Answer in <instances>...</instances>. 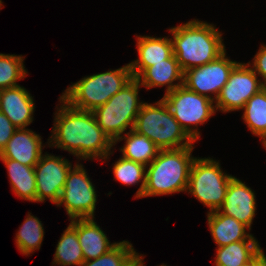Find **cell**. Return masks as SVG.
Instances as JSON below:
<instances>
[{"label": "cell", "mask_w": 266, "mask_h": 266, "mask_svg": "<svg viewBox=\"0 0 266 266\" xmlns=\"http://www.w3.org/2000/svg\"><path fill=\"white\" fill-rule=\"evenodd\" d=\"M64 103L55 116L51 141L58 148L71 152L76 157L92 159L107 156L114 143L98 125L93 111H83Z\"/></svg>", "instance_id": "6da1fadb"}, {"label": "cell", "mask_w": 266, "mask_h": 266, "mask_svg": "<svg viewBox=\"0 0 266 266\" xmlns=\"http://www.w3.org/2000/svg\"><path fill=\"white\" fill-rule=\"evenodd\" d=\"M169 31L173 35V54L183 72L205 65L226 52L222 34L208 23L192 20Z\"/></svg>", "instance_id": "7a4b0ae2"}, {"label": "cell", "mask_w": 266, "mask_h": 266, "mask_svg": "<svg viewBox=\"0 0 266 266\" xmlns=\"http://www.w3.org/2000/svg\"><path fill=\"white\" fill-rule=\"evenodd\" d=\"M192 151L193 146L160 150L147 169L143 197L186 191Z\"/></svg>", "instance_id": "3957f363"}, {"label": "cell", "mask_w": 266, "mask_h": 266, "mask_svg": "<svg viewBox=\"0 0 266 266\" xmlns=\"http://www.w3.org/2000/svg\"><path fill=\"white\" fill-rule=\"evenodd\" d=\"M129 64L113 71L84 77L68 87L61 96L71 107L94 111L133 79Z\"/></svg>", "instance_id": "277c9868"}, {"label": "cell", "mask_w": 266, "mask_h": 266, "mask_svg": "<svg viewBox=\"0 0 266 266\" xmlns=\"http://www.w3.org/2000/svg\"><path fill=\"white\" fill-rule=\"evenodd\" d=\"M155 104H143L133 130L149 138L160 150L192 146L194 139L173 117L163 99Z\"/></svg>", "instance_id": "5b68a950"}, {"label": "cell", "mask_w": 266, "mask_h": 266, "mask_svg": "<svg viewBox=\"0 0 266 266\" xmlns=\"http://www.w3.org/2000/svg\"><path fill=\"white\" fill-rule=\"evenodd\" d=\"M140 86L139 81L133 78L104 105L93 111L98 125L113 143L127 127L131 126L130 130L134 128L136 117L144 104L138 100Z\"/></svg>", "instance_id": "8992f818"}, {"label": "cell", "mask_w": 266, "mask_h": 266, "mask_svg": "<svg viewBox=\"0 0 266 266\" xmlns=\"http://www.w3.org/2000/svg\"><path fill=\"white\" fill-rule=\"evenodd\" d=\"M232 178V175L222 172L219 162L210 158H195L190 168L186 191L209 207L210 212L215 211L223 205Z\"/></svg>", "instance_id": "52a82bcc"}, {"label": "cell", "mask_w": 266, "mask_h": 266, "mask_svg": "<svg viewBox=\"0 0 266 266\" xmlns=\"http://www.w3.org/2000/svg\"><path fill=\"white\" fill-rule=\"evenodd\" d=\"M162 99L173 114V117L194 141L199 138L200 133L190 126L195 125L197 127L198 124L202 125L216 110L213 105V98L191 91L184 85L166 93Z\"/></svg>", "instance_id": "ba28073f"}, {"label": "cell", "mask_w": 266, "mask_h": 266, "mask_svg": "<svg viewBox=\"0 0 266 266\" xmlns=\"http://www.w3.org/2000/svg\"><path fill=\"white\" fill-rule=\"evenodd\" d=\"M95 187L80 164L70 169L57 206L64 204L71 219L94 218L97 202Z\"/></svg>", "instance_id": "9c48e42d"}, {"label": "cell", "mask_w": 266, "mask_h": 266, "mask_svg": "<svg viewBox=\"0 0 266 266\" xmlns=\"http://www.w3.org/2000/svg\"><path fill=\"white\" fill-rule=\"evenodd\" d=\"M250 63H239L231 71L227 83L221 89L216 98L215 108L223 112L240 110L245 103L261 89L263 84L257 80V74L252 68H248Z\"/></svg>", "instance_id": "30bf717a"}, {"label": "cell", "mask_w": 266, "mask_h": 266, "mask_svg": "<svg viewBox=\"0 0 266 266\" xmlns=\"http://www.w3.org/2000/svg\"><path fill=\"white\" fill-rule=\"evenodd\" d=\"M238 63L226 58L224 52L217 59L184 71L183 85L200 95L211 98L207 93L216 94L213 100H216L221 89L227 83L229 75Z\"/></svg>", "instance_id": "8fae6325"}, {"label": "cell", "mask_w": 266, "mask_h": 266, "mask_svg": "<svg viewBox=\"0 0 266 266\" xmlns=\"http://www.w3.org/2000/svg\"><path fill=\"white\" fill-rule=\"evenodd\" d=\"M72 168L70 162L49 154L41 155L34 166L36 177V202H43L46 197L57 205L67 175Z\"/></svg>", "instance_id": "7c38bea8"}, {"label": "cell", "mask_w": 266, "mask_h": 266, "mask_svg": "<svg viewBox=\"0 0 266 266\" xmlns=\"http://www.w3.org/2000/svg\"><path fill=\"white\" fill-rule=\"evenodd\" d=\"M255 205V195L251 188L233 177L228 185L223 205L218 210H222V214L235 218L251 230Z\"/></svg>", "instance_id": "4fadbf2b"}, {"label": "cell", "mask_w": 266, "mask_h": 266, "mask_svg": "<svg viewBox=\"0 0 266 266\" xmlns=\"http://www.w3.org/2000/svg\"><path fill=\"white\" fill-rule=\"evenodd\" d=\"M41 136L26 128H17L0 152V159H11L34 167L42 155Z\"/></svg>", "instance_id": "5bb4252c"}, {"label": "cell", "mask_w": 266, "mask_h": 266, "mask_svg": "<svg viewBox=\"0 0 266 266\" xmlns=\"http://www.w3.org/2000/svg\"><path fill=\"white\" fill-rule=\"evenodd\" d=\"M34 102L28 91L19 86L0 90V111L17 128H25L33 121Z\"/></svg>", "instance_id": "9a60e30c"}, {"label": "cell", "mask_w": 266, "mask_h": 266, "mask_svg": "<svg viewBox=\"0 0 266 266\" xmlns=\"http://www.w3.org/2000/svg\"><path fill=\"white\" fill-rule=\"evenodd\" d=\"M70 224L77 230L84 261L96 259L117 245V243L110 244L93 218L71 219Z\"/></svg>", "instance_id": "2e32d148"}, {"label": "cell", "mask_w": 266, "mask_h": 266, "mask_svg": "<svg viewBox=\"0 0 266 266\" xmlns=\"http://www.w3.org/2000/svg\"><path fill=\"white\" fill-rule=\"evenodd\" d=\"M139 58L129 63L133 77L137 78L146 68L154 63L163 62L173 54L172 39L140 36L137 38Z\"/></svg>", "instance_id": "e0dca14e"}, {"label": "cell", "mask_w": 266, "mask_h": 266, "mask_svg": "<svg viewBox=\"0 0 266 266\" xmlns=\"http://www.w3.org/2000/svg\"><path fill=\"white\" fill-rule=\"evenodd\" d=\"M184 72L174 54L163 62L154 63L146 68L136 79L141 86L152 88L168 85L166 93L173 91L183 85ZM179 80V83L173 85V81ZM181 80V81H180Z\"/></svg>", "instance_id": "ac0fdd59"}, {"label": "cell", "mask_w": 266, "mask_h": 266, "mask_svg": "<svg viewBox=\"0 0 266 266\" xmlns=\"http://www.w3.org/2000/svg\"><path fill=\"white\" fill-rule=\"evenodd\" d=\"M207 216L209 229L218 247L244 241L251 236L245 232L249 229L246 225L231 216L222 214L219 210L211 211Z\"/></svg>", "instance_id": "d6986e66"}, {"label": "cell", "mask_w": 266, "mask_h": 266, "mask_svg": "<svg viewBox=\"0 0 266 266\" xmlns=\"http://www.w3.org/2000/svg\"><path fill=\"white\" fill-rule=\"evenodd\" d=\"M261 251L258 241L251 235L247 240L218 247L215 266H248Z\"/></svg>", "instance_id": "ffe728a7"}, {"label": "cell", "mask_w": 266, "mask_h": 266, "mask_svg": "<svg viewBox=\"0 0 266 266\" xmlns=\"http://www.w3.org/2000/svg\"><path fill=\"white\" fill-rule=\"evenodd\" d=\"M9 173L12 190L25 200L36 202V177L32 166H26L16 160L0 159Z\"/></svg>", "instance_id": "44dd1931"}, {"label": "cell", "mask_w": 266, "mask_h": 266, "mask_svg": "<svg viewBox=\"0 0 266 266\" xmlns=\"http://www.w3.org/2000/svg\"><path fill=\"white\" fill-rule=\"evenodd\" d=\"M126 139L125 145L121 148L124 158L138 162L147 166L152 162L158 155L160 149L152 142L149 138L144 135L137 133L135 130H130L126 133V136L119 137L117 141Z\"/></svg>", "instance_id": "7402d4cb"}, {"label": "cell", "mask_w": 266, "mask_h": 266, "mask_svg": "<svg viewBox=\"0 0 266 266\" xmlns=\"http://www.w3.org/2000/svg\"><path fill=\"white\" fill-rule=\"evenodd\" d=\"M83 262L84 256L78 240L77 230L69 224L57 244L53 264L81 266Z\"/></svg>", "instance_id": "603a6c76"}, {"label": "cell", "mask_w": 266, "mask_h": 266, "mask_svg": "<svg viewBox=\"0 0 266 266\" xmlns=\"http://www.w3.org/2000/svg\"><path fill=\"white\" fill-rule=\"evenodd\" d=\"M243 119L254 135L266 140V92L261 89L242 108Z\"/></svg>", "instance_id": "cb8c5ba5"}, {"label": "cell", "mask_w": 266, "mask_h": 266, "mask_svg": "<svg viewBox=\"0 0 266 266\" xmlns=\"http://www.w3.org/2000/svg\"><path fill=\"white\" fill-rule=\"evenodd\" d=\"M132 247L128 241L119 242L106 254L84 261L81 266H134L139 255Z\"/></svg>", "instance_id": "d4e9b609"}, {"label": "cell", "mask_w": 266, "mask_h": 266, "mask_svg": "<svg viewBox=\"0 0 266 266\" xmlns=\"http://www.w3.org/2000/svg\"><path fill=\"white\" fill-rule=\"evenodd\" d=\"M44 228L37 217L28 214L16 234V246L22 254L28 255L39 249L44 237Z\"/></svg>", "instance_id": "484cf974"}, {"label": "cell", "mask_w": 266, "mask_h": 266, "mask_svg": "<svg viewBox=\"0 0 266 266\" xmlns=\"http://www.w3.org/2000/svg\"><path fill=\"white\" fill-rule=\"evenodd\" d=\"M147 166L121 157L113 166L115 179L126 185L138 183L141 179L142 184L136 193L137 198L143 197L145 190V178Z\"/></svg>", "instance_id": "4316f807"}, {"label": "cell", "mask_w": 266, "mask_h": 266, "mask_svg": "<svg viewBox=\"0 0 266 266\" xmlns=\"http://www.w3.org/2000/svg\"><path fill=\"white\" fill-rule=\"evenodd\" d=\"M23 57L0 54V90L19 86L17 80L26 76Z\"/></svg>", "instance_id": "83f0119b"}, {"label": "cell", "mask_w": 266, "mask_h": 266, "mask_svg": "<svg viewBox=\"0 0 266 266\" xmlns=\"http://www.w3.org/2000/svg\"><path fill=\"white\" fill-rule=\"evenodd\" d=\"M16 130L17 127H15L10 119L0 111V152L7 145V142Z\"/></svg>", "instance_id": "f1b7e54d"}, {"label": "cell", "mask_w": 266, "mask_h": 266, "mask_svg": "<svg viewBox=\"0 0 266 266\" xmlns=\"http://www.w3.org/2000/svg\"><path fill=\"white\" fill-rule=\"evenodd\" d=\"M253 71L262 76L264 82L262 84H266V46L261 45L259 52L254 56L253 62Z\"/></svg>", "instance_id": "f546056e"}, {"label": "cell", "mask_w": 266, "mask_h": 266, "mask_svg": "<svg viewBox=\"0 0 266 266\" xmlns=\"http://www.w3.org/2000/svg\"><path fill=\"white\" fill-rule=\"evenodd\" d=\"M142 260H143V258H142V256L140 255V256L138 257V259H137V261H136V263H135L134 266H145L144 263L142 262ZM161 266H166V265H163V264H162Z\"/></svg>", "instance_id": "4dcf8cb0"}, {"label": "cell", "mask_w": 266, "mask_h": 266, "mask_svg": "<svg viewBox=\"0 0 266 266\" xmlns=\"http://www.w3.org/2000/svg\"><path fill=\"white\" fill-rule=\"evenodd\" d=\"M263 142V145L265 146V148H266V140H264V141H262Z\"/></svg>", "instance_id": "1f68e13d"}, {"label": "cell", "mask_w": 266, "mask_h": 266, "mask_svg": "<svg viewBox=\"0 0 266 266\" xmlns=\"http://www.w3.org/2000/svg\"><path fill=\"white\" fill-rule=\"evenodd\" d=\"M263 89H264V90H265V92H266V84H264V85H263Z\"/></svg>", "instance_id": "d6a6232c"}]
</instances>
